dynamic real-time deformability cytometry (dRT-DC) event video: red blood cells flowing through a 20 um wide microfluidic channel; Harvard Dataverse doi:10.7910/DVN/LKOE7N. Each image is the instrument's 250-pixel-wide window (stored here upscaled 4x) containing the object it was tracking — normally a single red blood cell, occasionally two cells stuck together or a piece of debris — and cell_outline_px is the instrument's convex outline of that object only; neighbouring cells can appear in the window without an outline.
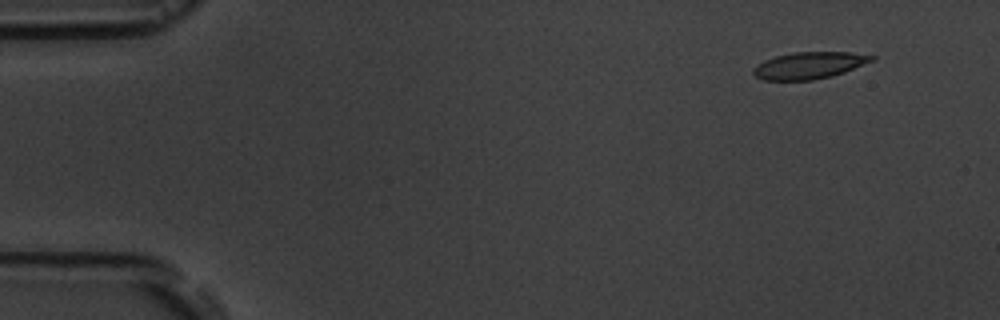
{"species": "common noctule bat (a hibernating species)", "species_latin": "Nyctalus noctula", "temperature_condition": "room temperature", "stored_images_in_passage": 4, "camera_frame_rate_fps": 3000, "um_per_image_px": 0.085, "animal": {"sex": "male", "body_mass_g": 19.5, "forearm_length_mm": 54.6}, "frame": {"image": 1, "passage_image": 1, "time_ms": 0.0, "image_size_px": [1000, 320], "cell_outline_px": [[876, 60], [844, 72], [832, 76], [812, 80], [764, 80], [756, 76], [752, 72], [752, 68], [764, 60], [776, 56], [792, 52], [852, 52], [876, 56]], "centroid_in_image_um": [68.8, 5.55], "position_along_channel_um": 16.2, "area_um2": 18.61}}
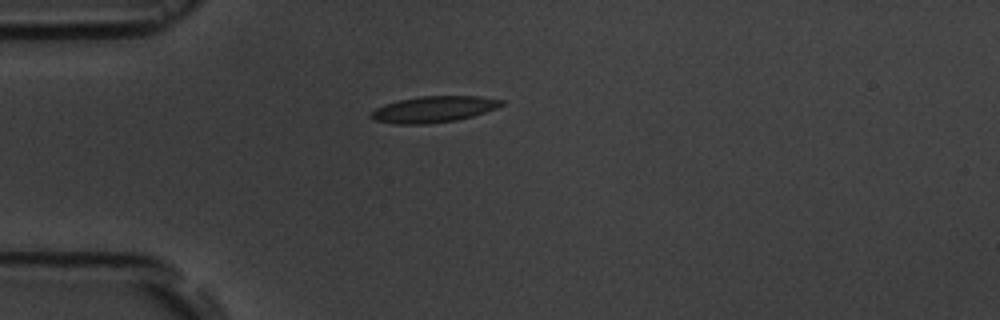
{"frame": {"image": 2, "passage_image": 4, "time_ms": 3.333, "image_size_px": [1000, 320], "cell_outline_px": [[504, 104], [496, 108], [472, 116], [456, 120], [428, 124], [396, 124], [372, 120], [368, 116], [368, 112], [384, 104], [400, 100], [420, 96], [480, 96], [504, 100]], "centroid_in_image_um": [36.81, 9.29], "position_along_channel_um": 48.2, "area_um2": 20.06}}